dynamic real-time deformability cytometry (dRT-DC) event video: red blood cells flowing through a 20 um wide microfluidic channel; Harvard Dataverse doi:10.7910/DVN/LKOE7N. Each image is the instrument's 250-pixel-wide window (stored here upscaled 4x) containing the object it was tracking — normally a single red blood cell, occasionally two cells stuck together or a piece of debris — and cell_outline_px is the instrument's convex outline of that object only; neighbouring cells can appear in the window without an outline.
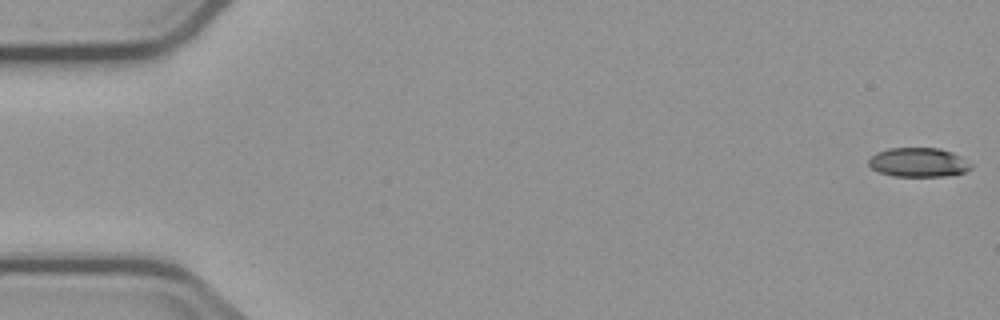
{"species": "common noctule bat (a hibernating species)", "species_latin": "Nyctalus noctula", "temperature_condition": "cold", "stored_images_in_passage": 5, "camera_frame_rate_fps": 3000, "um_per_image_px": 0.085, "animal": {"sex": "male", "body_mass_g": 23.1, "forearm_length_mm": 52.7}, "frame": {"image": 1, "passage_image": 1, "time_ms": 0.0, "image_size_px": [1000, 320], "cell_outline_px": [[972, 168], [964, 172], [944, 176], [892, 176], [880, 172], [872, 168], [868, 164], [868, 160], [876, 152], [888, 148], [940, 148], [952, 152], [960, 156], [972, 164]], "centroid_in_image_um": [78.06, 13.79], "position_along_channel_um": 6.9, "area_um2": 17.4}}